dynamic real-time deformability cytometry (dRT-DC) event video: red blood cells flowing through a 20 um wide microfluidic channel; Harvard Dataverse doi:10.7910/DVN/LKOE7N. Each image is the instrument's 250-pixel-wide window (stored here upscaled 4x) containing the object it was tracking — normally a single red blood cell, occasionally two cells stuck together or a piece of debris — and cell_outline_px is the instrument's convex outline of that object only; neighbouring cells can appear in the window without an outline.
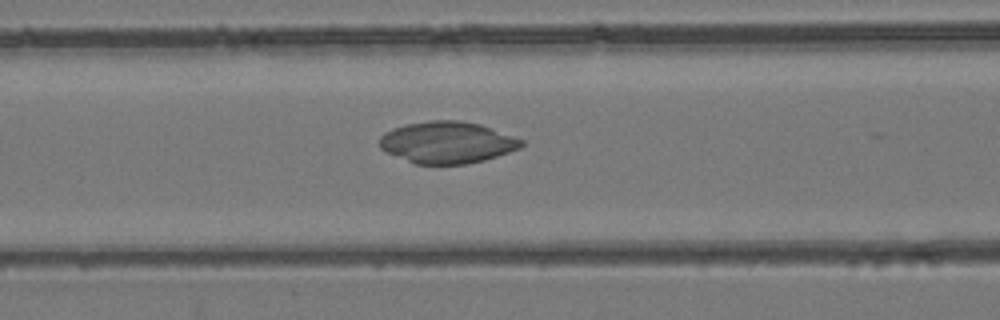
{"species": "common noctule bat (a hibernating species)", "species_latin": "Nyctalus noctula", "temperature_condition": "room temperature", "stored_images_in_passage": 36, "segment_of_instrument_passage": [1, 2], "camera_frame_rate_fps": 3000, "um_per_image_px": 0.085, "animal": {"sex": "female", "body_mass_g": 24.6, "forearm_length_mm": 56.2}, "frame": {"image": 1, "passage_image": 7, "time_ms": 2.0, "image_size_px": [1000, 320], "cell_outline_px": [[524, 144], [520, 148], [484, 160], [464, 164], [416, 164], [384, 152], [380, 148], [380, 136], [384, 132], [392, 128], [408, 124], [428, 120], [460, 120], [480, 124], [524, 140]], "centroid_in_image_um": [37.98, 12.1], "position_along_channel_um": 128.6, "area_um2": 34.51}}
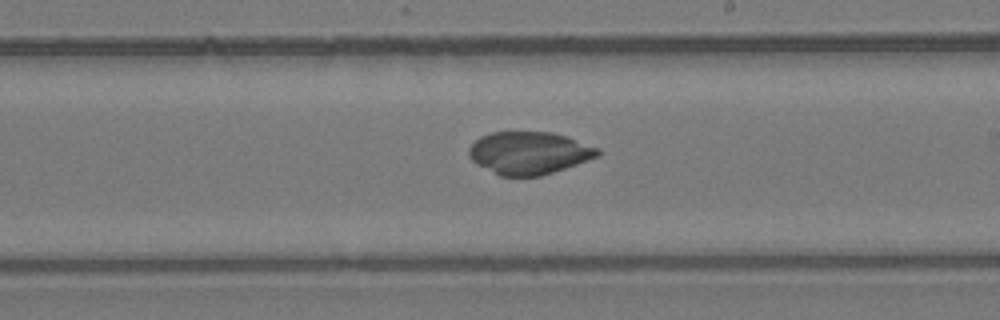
{"frame": {"image": 2, "passage_image": 15, "time_ms": 4.667, "image_size_px": [1000, 320], "cell_outline_px": [[600, 152], [596, 156], [576, 164], [540, 176], [500, 176], [476, 164], [468, 156], [468, 148], [480, 136], [492, 132], [552, 132], [568, 136], [600, 148]], "centroid_in_image_um": [44.94, 12.99], "position_along_channel_um": 244.1, "area_um2": 31.91}}
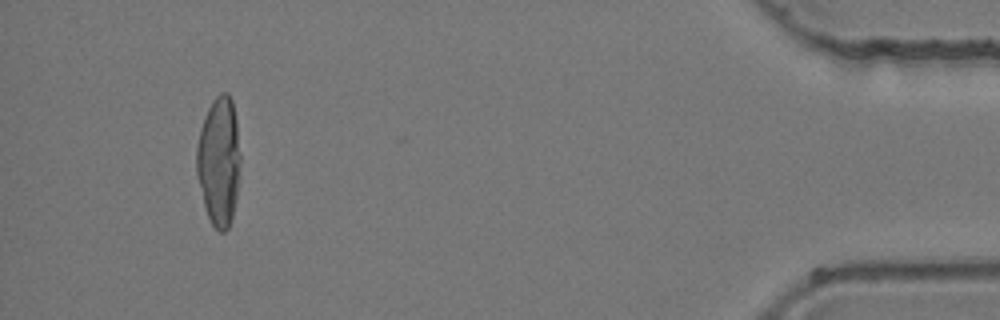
{"frame": {"image": 3, "passage_image": 32, "time_ms": 10.333, "image_size_px": [1000, 320], "cell_outline_px": [[240, 160], [236, 196], [232, 216], [228, 228], [224, 232], [220, 232], [212, 224], [208, 216], [204, 204], [196, 176], [196, 148], [200, 128], [208, 108], [212, 100], [220, 92], [228, 92], [232, 100], [236, 120], [240, 156]], "centroid_in_image_um": [18.59, 13.67], "position_along_channel_um": 416.6, "area_um2": 32.83}}